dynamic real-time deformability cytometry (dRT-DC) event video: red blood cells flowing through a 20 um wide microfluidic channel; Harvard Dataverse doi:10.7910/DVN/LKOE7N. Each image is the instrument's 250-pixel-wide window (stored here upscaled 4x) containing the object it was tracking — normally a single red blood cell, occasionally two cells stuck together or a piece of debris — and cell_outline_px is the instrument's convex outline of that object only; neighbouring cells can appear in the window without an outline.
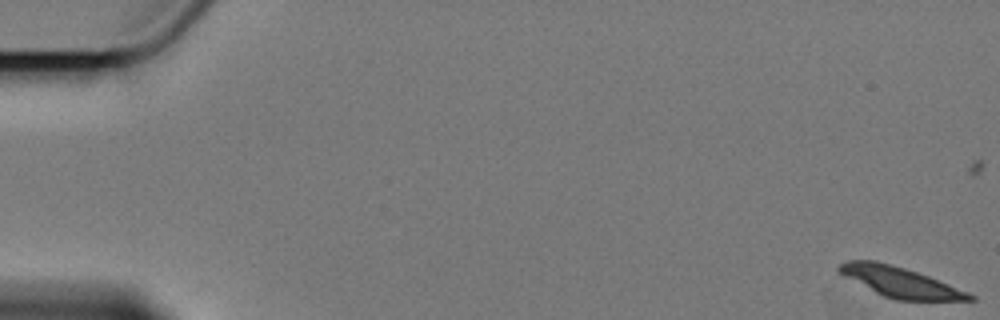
{"species": "Egyptian fruit bat (a non-hibernating species)", "species_latin": "Rousettus aegyptiacus", "temperature_condition": "cold", "stored_images_in_passage": 10, "camera_frame_rate_fps": 3000, "um_per_image_px": 0.085, "animal": {"sex": "female"}, "frame": {"image": 1, "passage_image": 1, "time_ms": 0.0, "image_size_px": [1000, 320], "cell_outline_px": [[976, 300], [896, 300], [884, 296], [836, 272], [836, 268], [840, 264], [848, 260], [876, 260], [904, 268], [928, 276], [968, 292], [976, 296]], "centroid_in_image_um": [76.48, 23.97], "position_along_channel_um": 8.5, "area_um2": 22.66}}
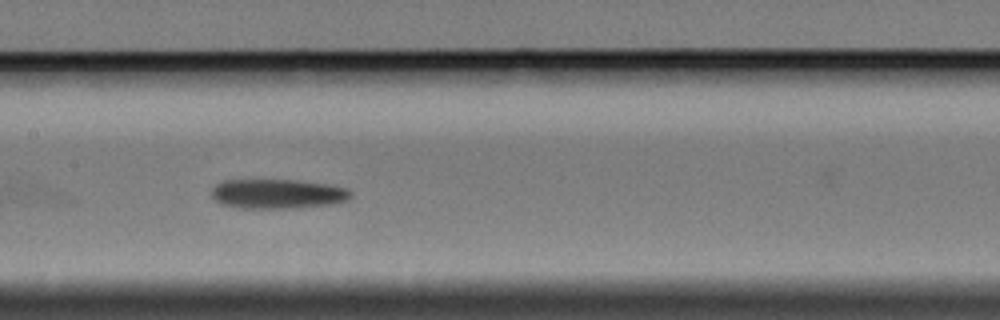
{"frame": {"image": 2, "passage_image": 8, "time_ms": 9.667, "image_size_px": [1000, 320], "cell_outline_px": [[352, 196], [348, 200], [332, 204], [296, 208], [240, 208], [220, 204], [212, 196], [212, 188], [216, 184], [224, 180], [296, 180], [328, 184], [348, 188], [352, 192]], "centroid_in_image_um": [23.62, 16.48], "position_along_channel_um": 183.8, "area_um2": 24.16}}
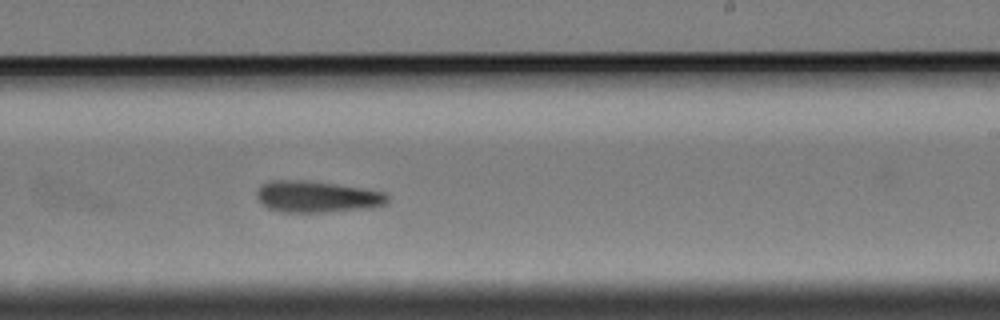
{"frame": {"image": 3, "passage_image": 10, "time_ms": 12.0, "image_size_px": [1000, 320], "cell_outline_px": [[388, 204], [368, 208], [324, 212], [280, 212], [268, 208], [256, 196], [256, 192], [260, 184], [272, 180], [304, 180], [336, 184], [384, 192], [388, 196]], "centroid_in_image_um": [26.92, 16.72], "position_along_channel_um": 262.1, "area_um2": 23.93}}